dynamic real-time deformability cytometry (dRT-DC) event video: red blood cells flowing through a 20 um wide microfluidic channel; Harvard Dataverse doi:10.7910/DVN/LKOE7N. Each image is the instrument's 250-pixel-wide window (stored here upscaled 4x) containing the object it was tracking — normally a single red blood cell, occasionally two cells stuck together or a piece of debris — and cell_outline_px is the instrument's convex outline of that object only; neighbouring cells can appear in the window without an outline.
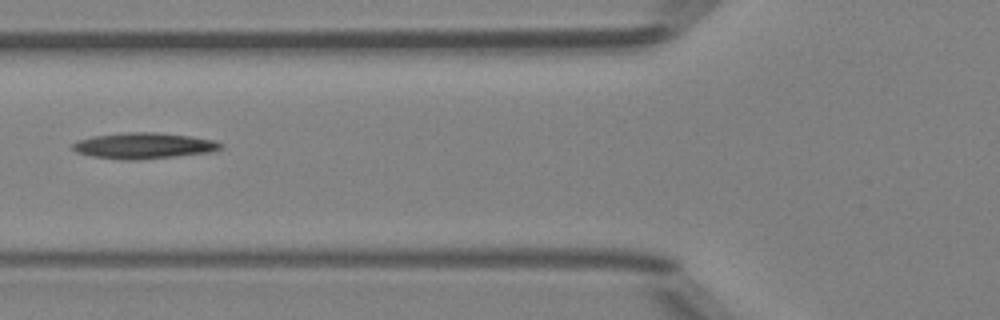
{"species": "Egyptian fruit bat (a non-hibernating species)", "species_latin": "Rousettus aegyptiacus", "temperature_condition": "room temperature", "stored_images_in_passage": 31, "camera_frame_rate_fps": 3000, "um_per_image_px": 0.085, "animal": {"sex": "female"}, "frame": {"image": 1, "passage_image": 5, "time_ms": 1.333, "image_size_px": [1000, 320], "cell_outline_px": [[224, 144], [220, 148], [208, 152], [176, 156], [136, 160], [124, 160], [92, 156], [76, 152], [72, 148], [72, 144], [80, 140], [92, 136], [128, 132], [156, 132], [192, 136], [216, 140]], "centroid_in_image_um": [12.23, 12.38], "position_along_channel_um": 113.6, "area_um2": 22.31}}